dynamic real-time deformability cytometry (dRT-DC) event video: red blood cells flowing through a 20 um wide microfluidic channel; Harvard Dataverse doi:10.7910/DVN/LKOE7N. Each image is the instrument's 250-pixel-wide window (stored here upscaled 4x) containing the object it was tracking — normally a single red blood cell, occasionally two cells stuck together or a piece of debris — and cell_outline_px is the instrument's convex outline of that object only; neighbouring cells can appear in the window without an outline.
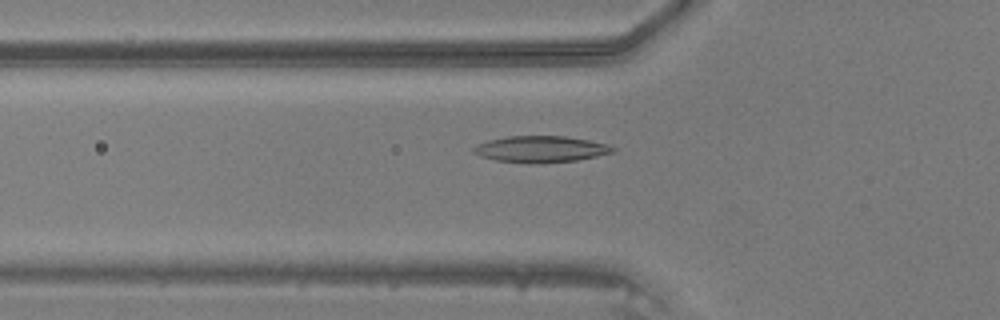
{"species": "common noctule bat (a hibernating species)", "species_latin": "Nyctalus noctula", "temperature_condition": "warm", "stored_images_in_passage": 44, "camera_frame_rate_fps": 3000, "um_per_image_px": 0.085, "animal": {"sex": "male", "body_mass_g": 20.5, "forearm_length_mm": 52.5}, "frame": {"image": 1, "passage_image": 17, "time_ms": 5.333, "image_size_px": [1000, 320], "cell_outline_px": [[616, 152], [576, 160], [540, 164], [532, 164], [496, 160], [480, 156], [472, 152], [472, 148], [476, 144], [488, 140], [508, 136], [564, 136], [588, 140], [608, 144], [616, 148]], "centroid_in_image_um": [45.95, 12.68], "position_along_channel_um": 79.8, "area_um2": 21.62}}
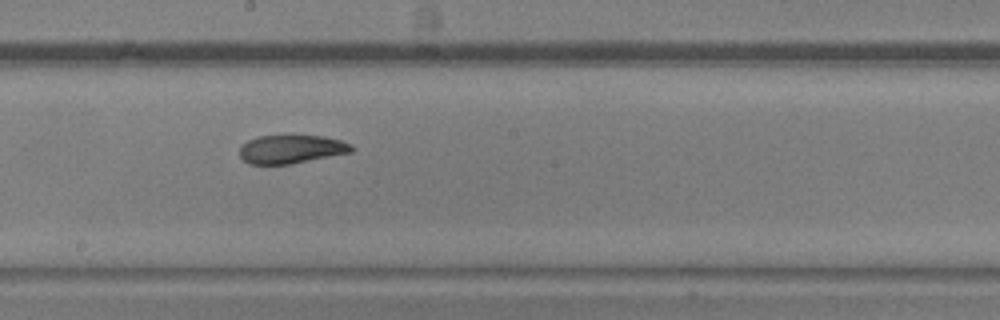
{"frame": {"image": 2, "passage_image": 27, "time_ms": 8.667, "image_size_px": [1000, 320], "cell_outline_px": [[356, 148], [352, 152], [292, 164], [248, 164], [240, 156], [240, 148], [248, 140], [256, 136], [324, 136], [340, 140], [352, 144]], "centroid_in_image_um": [24.79, 12.68], "position_along_channel_um": 223.4, "area_um2": 18.61}}
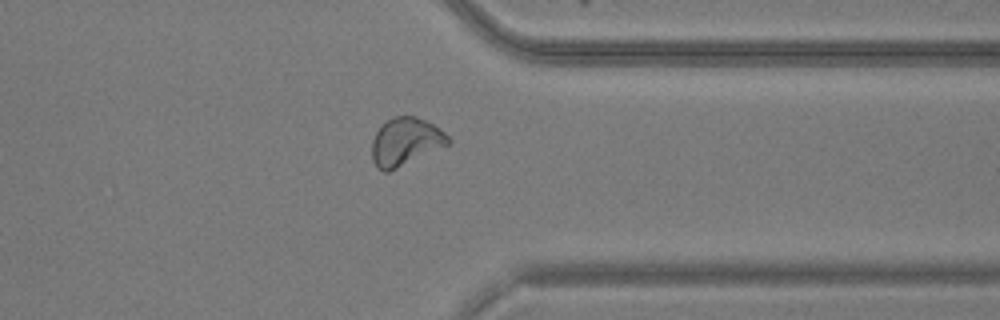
{"frame": {"image": 3, "passage_image": 38, "time_ms": 12.333, "image_size_px": [1000, 320], "cell_outline_px": [[452, 140], [448, 144], [388, 172], [384, 172], [376, 168], [372, 160], [372, 140], [376, 132], [392, 116], [416, 116], [432, 124], [444, 132]], "centroid_in_image_um": [34.44, 12.05], "position_along_channel_um": 377.0, "area_um2": 20.92}}